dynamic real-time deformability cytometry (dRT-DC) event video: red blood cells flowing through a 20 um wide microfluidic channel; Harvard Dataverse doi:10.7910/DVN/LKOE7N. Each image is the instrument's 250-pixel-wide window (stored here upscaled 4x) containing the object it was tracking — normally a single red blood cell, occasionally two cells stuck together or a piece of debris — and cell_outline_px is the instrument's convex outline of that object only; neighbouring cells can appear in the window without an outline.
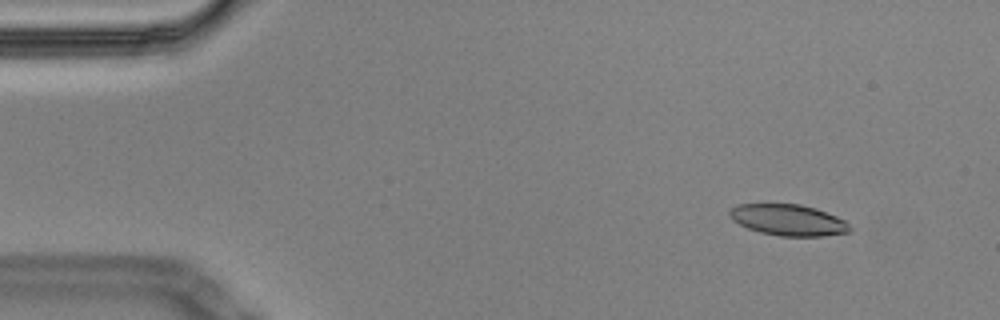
{"species": "Egyptian fruit bat (a non-hibernating species)", "species_latin": "Rousettus aegyptiacus", "temperature_condition": "cold", "stored_images_in_passage": 58, "camera_frame_rate_fps": 3000, "um_per_image_px": 0.085, "animal": {"sex": "male"}, "frame": {"image": 1, "passage_image": 6, "time_ms": 1.667, "image_size_px": [1000, 320], "cell_outline_px": [[852, 232], [824, 236], [780, 236], [760, 232], [748, 228], [732, 220], [728, 212], [736, 204], [800, 204], [816, 208], [836, 216], [844, 220], [852, 228]], "centroid_in_image_um": [67.02, 18.7], "position_along_channel_um": 18.0, "area_um2": 21.91}}
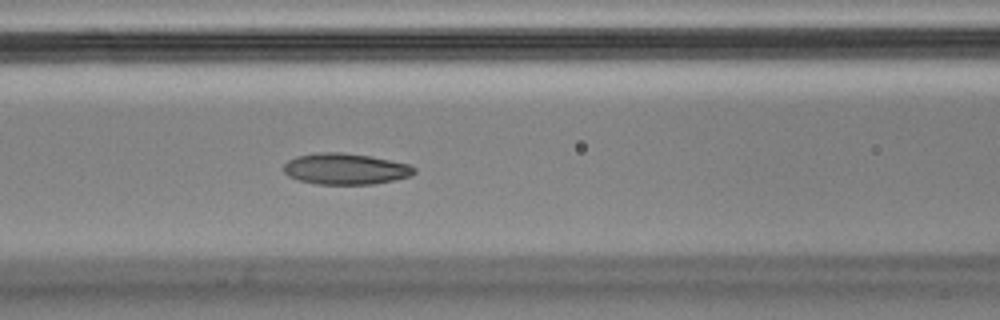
{"frame": {"image": 2, "passage_image": 24, "time_ms": 7.667, "image_size_px": [1000, 320], "cell_outline_px": [[416, 172], [412, 176], [396, 180], [372, 184], [316, 184], [300, 180], [288, 176], [284, 172], [284, 164], [288, 160], [296, 156], [316, 152], [340, 152], [368, 156], [412, 164], [416, 168]], "centroid_in_image_um": [29.4, 14.35], "position_along_channel_um": 137.2, "area_um2": 23.87}}
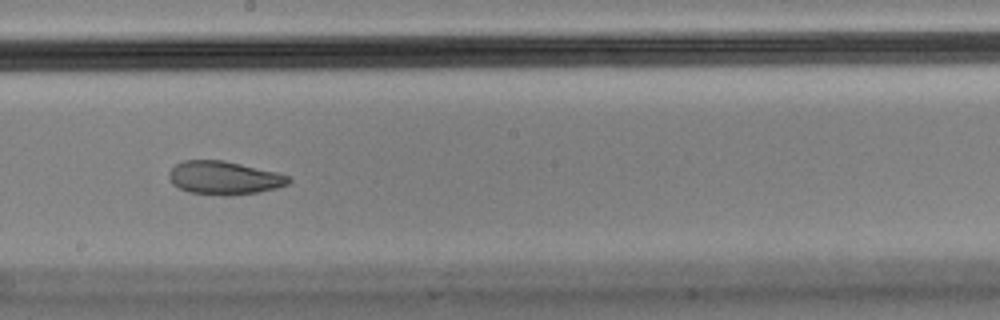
{"frame": {"image": 3, "passage_image": 32, "time_ms": 10.333, "image_size_px": [1000, 320], "cell_outline_px": [[292, 180], [288, 184], [276, 188], [256, 192], [232, 196], [224, 196], [188, 192], [172, 184], [168, 176], [168, 172], [176, 164], [184, 160], [224, 160], [276, 172], [288, 176]], "centroid_in_image_um": [19.03, 15.12], "position_along_channel_um": 229.2, "area_um2": 23.29}, "authors_computed_cell_mechanics": {"area_um2": 23.7269, "velocity_mm_per_s": 3.4521, "shape_relaxation_time_tau1_ms": null, "shape_relaxation_time_tau2_ms": 2.4192, "deformation_change_tau1": null, "deformation_change_tau2": 0.0736}}